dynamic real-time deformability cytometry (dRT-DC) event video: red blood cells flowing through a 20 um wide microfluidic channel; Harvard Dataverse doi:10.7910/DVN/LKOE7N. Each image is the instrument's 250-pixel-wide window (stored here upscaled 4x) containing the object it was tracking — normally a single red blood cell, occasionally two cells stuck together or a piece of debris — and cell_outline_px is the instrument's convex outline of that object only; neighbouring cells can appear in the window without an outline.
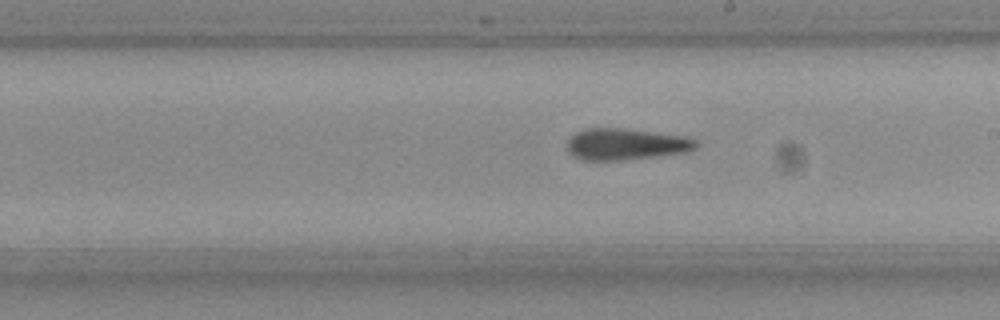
{"species": "Egyptian fruit bat (a non-hibernating species)", "species_latin": "Rousettus aegyptiacus", "temperature_condition": "room temperature", "stored_images_in_passage": 24, "camera_frame_rate_fps": 3000, "um_per_image_px": 0.085, "frame": {"image": 1, "passage_image": 21, "time_ms": 6.667, "image_size_px": [1000, 320], "cell_outline_px": [[700, 144], [696, 148], [684, 152], [620, 160], [580, 160], [572, 156], [568, 152], [568, 140], [576, 132], [584, 128], [624, 128], [684, 136], [696, 140]], "centroid_in_image_um": [53.16, 12.25], "position_along_channel_um": 235.8, "area_um2": 23.52}}